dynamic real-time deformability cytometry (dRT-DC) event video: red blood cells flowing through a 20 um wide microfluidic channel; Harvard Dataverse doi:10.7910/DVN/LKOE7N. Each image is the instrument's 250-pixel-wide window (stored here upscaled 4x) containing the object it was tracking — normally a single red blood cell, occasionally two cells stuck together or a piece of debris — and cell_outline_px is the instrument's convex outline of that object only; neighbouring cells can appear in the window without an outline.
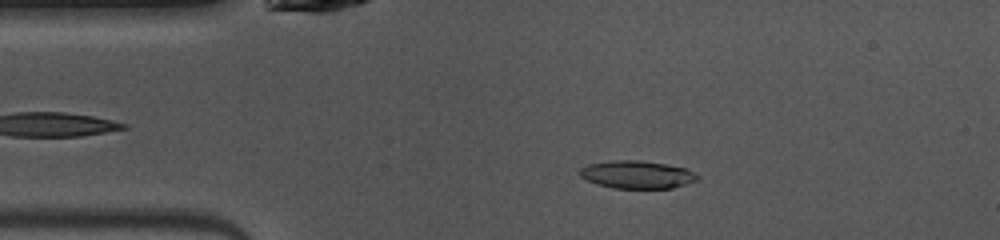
{"species": "common noctule bat (a hibernating species)", "species_latin": "Nyctalus noctula", "temperature_condition": "warm", "stored_images_in_passage": 38, "camera_frame_rate_fps": 3000, "um_per_image_px": 0.085, "animal": {"sex": "female", "body_mass_g": 10.0, "forearm_length_mm": 53.1}, "frame": {"image": 1, "passage_image": 3, "time_ms": 0.667, "image_size_px": [1000, 240], "cell_outline_px": [[700, 180], [688, 184], [672, 188], [612, 188], [596, 184], [580, 176], [580, 168], [588, 164], [612, 160], [640, 160], [664, 164], [684, 168], [700, 176]], "centroid_in_image_um": [54.16, 14.84], "position_along_channel_um": 30.8, "area_um2": 19.07}}
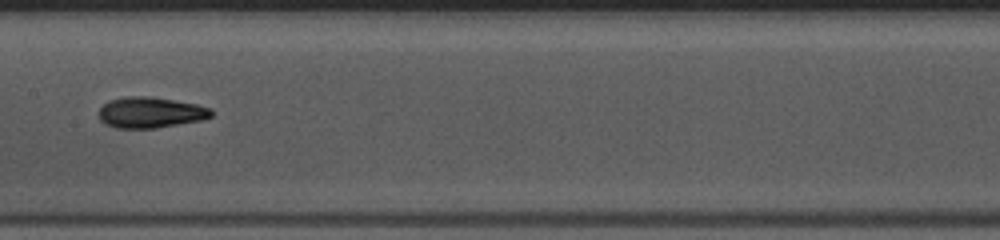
{"frame": {"image": 2, "passage_image": 17, "time_ms": 5.333, "image_size_px": [1000, 240], "cell_outline_px": [[212, 116], [200, 120], [156, 128], [116, 128], [104, 124], [100, 120], [100, 108], [108, 100], [128, 96], [152, 96], [196, 104], [212, 108]], "centroid_in_image_um": [12.78, 9.55], "position_along_channel_um": 194.6, "area_um2": 20.23}}
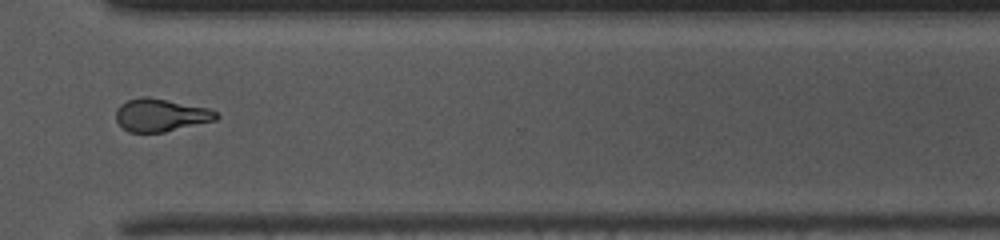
{"frame": {"image": 3, "passage_image": 29, "time_ms": 9.333, "image_size_px": [1000, 240], "cell_outline_px": [[220, 116], [216, 120], [164, 132], [128, 132], [116, 120], [116, 108], [120, 104], [128, 100], [140, 96], [144, 96], [208, 108], [216, 112]], "centroid_in_image_um": [13.64, 9.78], "position_along_channel_um": 357.0, "area_um2": 18.96}, "authors_computed_cell_mechanics": {"area_um2": 19.4786, "velocity_mm_per_s": 4.0763, "shape_relaxation_time_tau1_ms": 6.1914, "shape_relaxation_time_tau2_ms": 2.024, "deformation_change_tau1": 0.2099, "deformation_change_tau2": 0.0982}}